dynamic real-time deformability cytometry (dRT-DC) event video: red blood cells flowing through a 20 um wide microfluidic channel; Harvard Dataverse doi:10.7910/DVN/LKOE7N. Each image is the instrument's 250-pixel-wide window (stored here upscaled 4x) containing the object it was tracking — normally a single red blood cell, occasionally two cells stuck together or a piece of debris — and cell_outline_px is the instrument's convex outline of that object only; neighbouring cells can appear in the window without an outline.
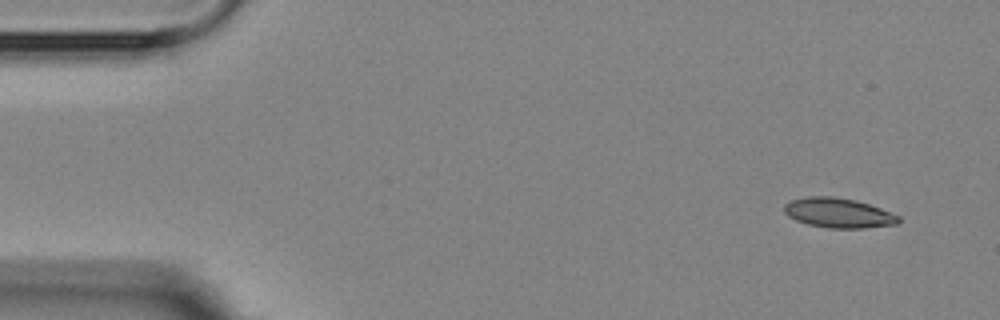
{"species": "Egyptian fruit bat (a non-hibernating species)", "species_latin": "Rousettus aegyptiacus", "temperature_condition": "room temperature", "stored_images_in_passage": 4, "camera_frame_rate_fps": 3000, "um_per_image_px": 0.085, "animal": {"sex": "female"}, "frame": {"image": 1, "passage_image": 1, "time_ms": 0.0, "image_size_px": [1000, 320], "cell_outline_px": [[900, 220], [896, 224], [864, 228], [828, 228], [808, 224], [796, 220], [788, 216], [784, 212], [784, 204], [792, 200], [808, 196], [832, 196], [856, 200], [880, 208], [900, 216]], "centroid_in_image_um": [71.25, 18.09], "position_along_channel_um": 13.7, "area_um2": 19.77}}